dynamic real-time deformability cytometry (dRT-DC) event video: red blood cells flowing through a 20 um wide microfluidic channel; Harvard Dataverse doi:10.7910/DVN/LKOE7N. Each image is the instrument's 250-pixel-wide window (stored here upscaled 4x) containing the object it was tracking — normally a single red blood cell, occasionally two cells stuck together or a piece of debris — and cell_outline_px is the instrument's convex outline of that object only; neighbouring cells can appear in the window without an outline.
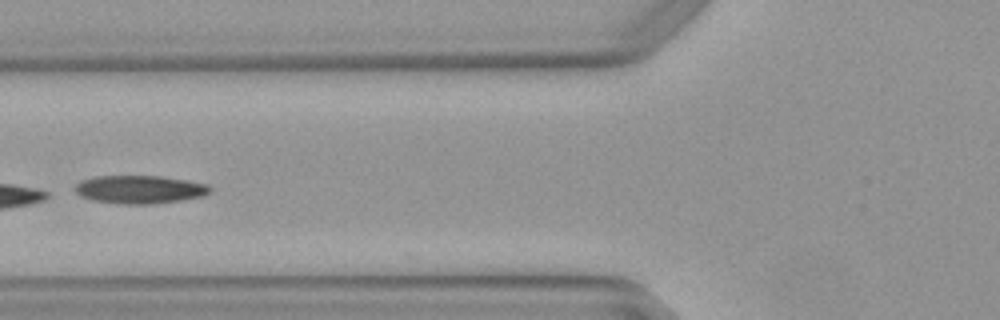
{"species": "Egyptian fruit bat (a non-hibernating species)", "species_latin": "Rousettus aegyptiacus", "temperature_condition": "warm", "stored_images_in_passage": 3, "camera_frame_rate_fps": 3000, "um_per_image_px": 0.085, "animal": {"sex": "female"}, "frame": {"image": 1, "passage_image": 3, "time_ms": 0.667, "image_size_px": [1000, 320], "cell_outline_px": [[212, 192], [200, 196], [180, 200], [148, 204], [124, 204], [92, 200], [80, 196], [72, 188], [80, 180], [96, 176], [160, 176], [208, 184], [212, 188]], "centroid_in_image_um": [11.83, 16.1], "position_along_channel_um": 114.0, "area_um2": 22.08}}